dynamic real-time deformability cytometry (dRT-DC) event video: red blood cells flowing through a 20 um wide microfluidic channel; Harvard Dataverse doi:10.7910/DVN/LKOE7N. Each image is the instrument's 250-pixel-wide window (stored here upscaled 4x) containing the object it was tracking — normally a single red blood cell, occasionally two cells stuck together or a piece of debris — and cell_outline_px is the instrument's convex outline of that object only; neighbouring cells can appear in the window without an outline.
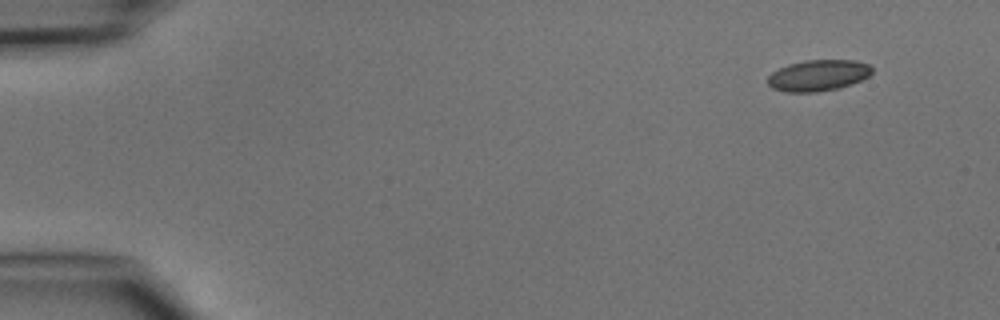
{"species": "common noctule bat (a hibernating species)", "species_latin": "Nyctalus noctula", "temperature_condition": "cold", "stored_images_in_passage": 4, "camera_frame_rate_fps": 3000, "um_per_image_px": 0.085, "animal": {"sex": "male", "body_mass_g": 15.6}, "frame": {"image": 1, "passage_image": 1, "time_ms": 0.0, "image_size_px": [1000, 320], "cell_outline_px": [[872, 72], [868, 76], [852, 84], [840, 88], [816, 92], [784, 92], [772, 88], [768, 84], [768, 76], [772, 72], [788, 64], [804, 60], [856, 60], [868, 64], [872, 68]], "centroid_in_image_um": [69.54, 6.41], "position_along_channel_um": 15.5, "area_um2": 19.02}}
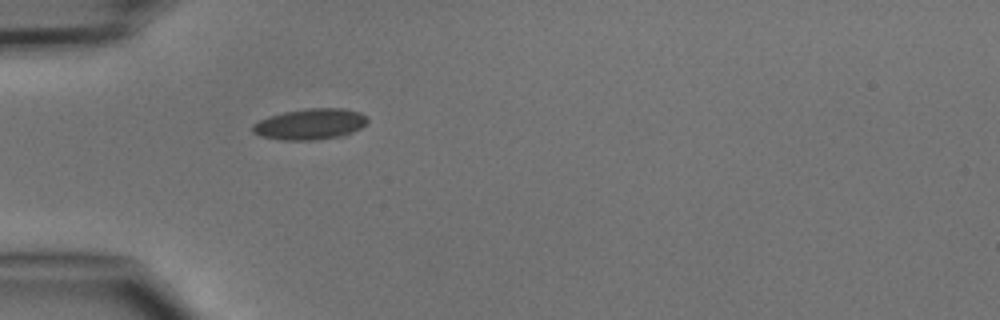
{"frame": {"image": 2, "passage_image": 4, "time_ms": 3.667, "image_size_px": [1000, 320], "cell_outline_px": [[368, 120], [360, 128], [344, 136], [316, 140], [280, 140], [260, 136], [252, 132], [252, 124], [268, 116], [284, 112], [304, 108], [344, 108], [360, 112], [368, 116]], "centroid_in_image_um": [26.36, 10.55], "position_along_channel_um": 58.6, "area_um2": 20.98}}